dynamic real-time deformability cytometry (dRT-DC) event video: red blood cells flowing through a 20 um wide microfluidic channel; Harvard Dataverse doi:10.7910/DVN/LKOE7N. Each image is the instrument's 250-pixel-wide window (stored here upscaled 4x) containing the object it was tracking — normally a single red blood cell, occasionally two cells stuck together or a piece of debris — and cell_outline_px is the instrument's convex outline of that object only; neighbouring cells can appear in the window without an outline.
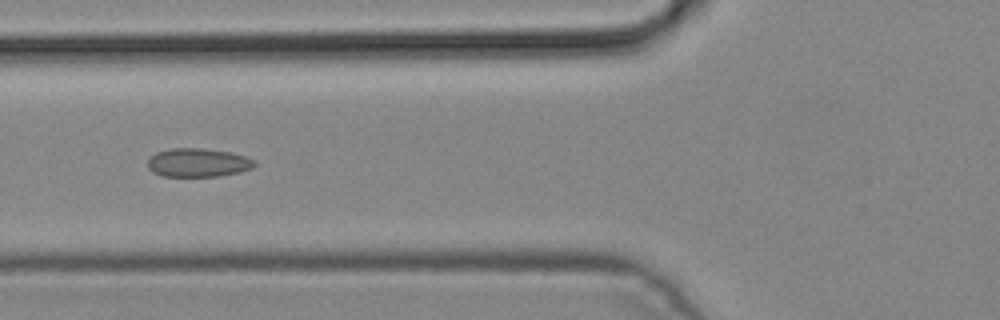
{"species": "common noctule bat (a hibernating species)", "species_latin": "Nyctalus noctula", "temperature_condition": "cold", "stored_images_in_passage": 5, "camera_frame_rate_fps": 3000, "um_per_image_px": 0.085, "animal": {"sex": "male", "body_mass_g": 19.2, "forearm_length_mm": 51.8}, "frame": {"image": 1, "passage_image": 5, "time_ms": 1.333, "image_size_px": [1000, 320], "cell_outline_px": [[256, 164], [252, 168], [240, 172], [216, 176], [164, 176], [152, 172], [148, 168], [148, 156], [156, 152], [172, 148], [200, 148], [232, 152], [256, 160]], "centroid_in_image_um": [16.82, 13.81], "position_along_channel_um": 109.0, "area_um2": 17.92}}